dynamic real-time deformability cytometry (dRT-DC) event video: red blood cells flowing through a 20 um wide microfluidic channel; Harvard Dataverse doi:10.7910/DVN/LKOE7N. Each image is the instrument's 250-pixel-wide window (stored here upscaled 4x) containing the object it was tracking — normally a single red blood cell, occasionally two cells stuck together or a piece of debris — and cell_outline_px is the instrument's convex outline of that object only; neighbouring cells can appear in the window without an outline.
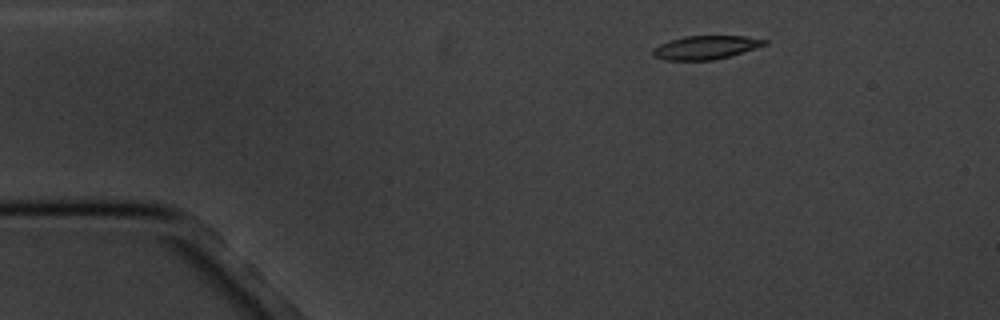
{"species": "common noctule bat (a hibernating species)", "species_latin": "Nyctalus noctula", "temperature_condition": "cold", "stored_images_in_passage": 3, "camera_frame_rate_fps": 3000, "um_per_image_px": 0.085, "animal": {"sex": "male", "body_mass_g": 20.1, "forearm_length_mm": 53.5}, "frame": {"image": 1, "passage_image": 1, "time_ms": 0.0, "image_size_px": [1000, 320], "cell_outline_px": [[768, 44], [728, 56], [712, 60], [664, 60], [652, 56], [652, 48], [660, 44], [684, 36], [744, 36], [768, 40]], "centroid_in_image_um": [59.95, 4.03], "position_along_channel_um": 25.1, "area_um2": 15.2}}